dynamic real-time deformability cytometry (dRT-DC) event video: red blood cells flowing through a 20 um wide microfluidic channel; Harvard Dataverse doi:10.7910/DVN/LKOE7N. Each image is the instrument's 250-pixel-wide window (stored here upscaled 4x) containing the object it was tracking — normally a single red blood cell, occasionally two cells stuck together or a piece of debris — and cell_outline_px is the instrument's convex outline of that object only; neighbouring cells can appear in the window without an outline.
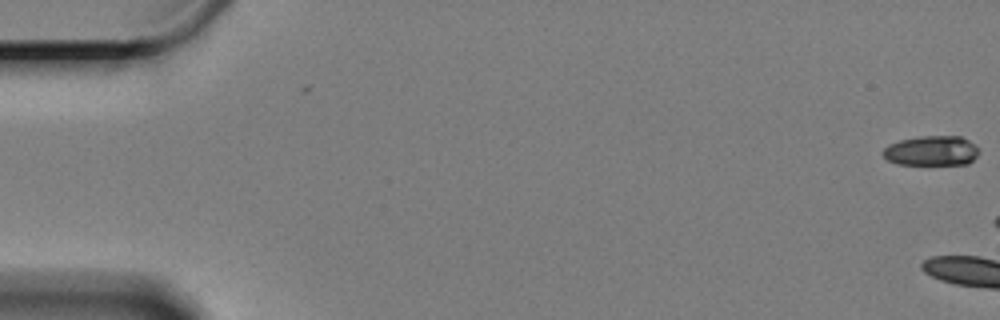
{"species": "Egyptian fruit bat (a non-hibernating species)", "species_latin": "Rousettus aegyptiacus", "temperature_condition": "cold", "stored_images_in_passage": 13, "camera_frame_rate_fps": 3000, "um_per_image_px": 0.085, "animal": {"sex": "female"}, "frame": {"image": 1, "passage_image": 1, "time_ms": 0.0, "image_size_px": [1000, 320], "cell_outline_px": [[980, 152], [968, 164], [896, 164], [888, 160], [880, 152], [888, 144], [900, 140], [920, 136], [960, 136], [968, 140]], "centroid_in_image_um": [79.14, 12.81], "position_along_channel_um": 5.9, "area_um2": 16.65}}